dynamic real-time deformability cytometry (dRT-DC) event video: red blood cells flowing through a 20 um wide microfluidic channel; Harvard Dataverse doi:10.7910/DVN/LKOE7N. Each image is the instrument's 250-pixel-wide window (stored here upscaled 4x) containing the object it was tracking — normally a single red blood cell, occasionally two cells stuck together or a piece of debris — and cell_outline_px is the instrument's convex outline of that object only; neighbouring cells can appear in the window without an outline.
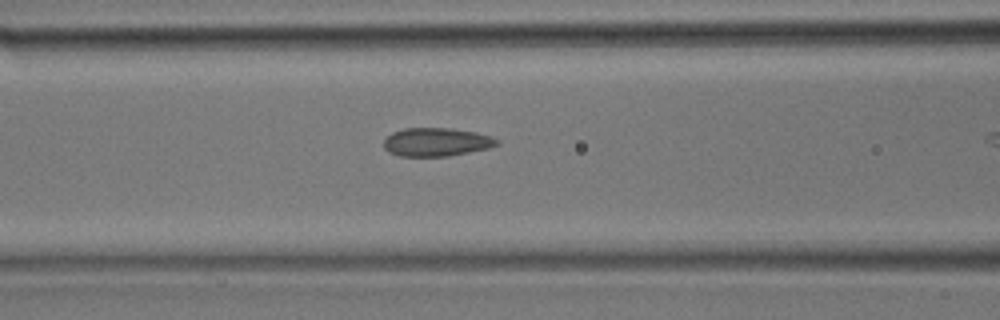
{"species": "common noctule bat (a hibernating species)", "species_latin": "Nyctalus noctula", "temperature_condition": "room temperature", "stored_images_in_passage": 6, "camera_frame_rate_fps": 3000, "um_per_image_px": 0.085, "animal": {"sex": "male", "body_mass_g": 17.9}, "frame": {"image": 1, "passage_image": 5, "time_ms": 1.333, "image_size_px": [1000, 320], "cell_outline_px": [[500, 144], [488, 148], [448, 156], [400, 156], [388, 152], [384, 148], [384, 140], [392, 132], [404, 128], [452, 128], [476, 132], [492, 136], [500, 140]], "centroid_in_image_um": [37.11, 12.06], "position_along_channel_um": 129.5, "area_um2": 18.84}}